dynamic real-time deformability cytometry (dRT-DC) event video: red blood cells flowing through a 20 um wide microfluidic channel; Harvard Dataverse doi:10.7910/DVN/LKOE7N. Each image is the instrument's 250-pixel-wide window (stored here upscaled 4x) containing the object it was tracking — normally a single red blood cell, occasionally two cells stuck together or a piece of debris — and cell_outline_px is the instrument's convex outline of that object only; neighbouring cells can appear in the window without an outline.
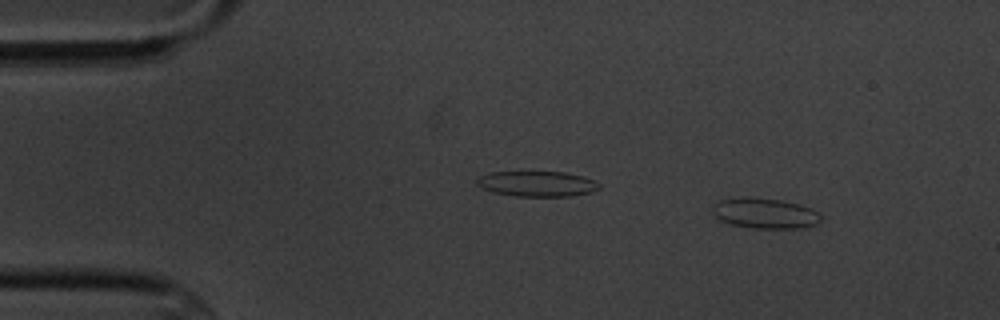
{"species": "common noctule bat (a hibernating species)", "species_latin": "Nyctalus noctula", "temperature_condition": "cold", "stored_images_in_passage": 4, "camera_frame_rate_fps": 3000, "um_per_image_px": 0.085, "animal": {"sex": "male", "body_mass_g": 20.1, "forearm_length_mm": 53.5}, "frame": {"image": 1, "passage_image": 1, "time_ms": 0.0, "image_size_px": [1000, 320], "cell_outline_px": [[820, 220], [816, 224], [804, 228], [752, 228], [732, 224], [720, 220], [712, 212], [712, 208], [720, 200], [748, 196], [784, 200], [800, 204], [812, 208], [820, 212]], "centroid_in_image_um": [65.06, 18.12], "position_along_channel_um": 19.9, "area_um2": 19.36}}
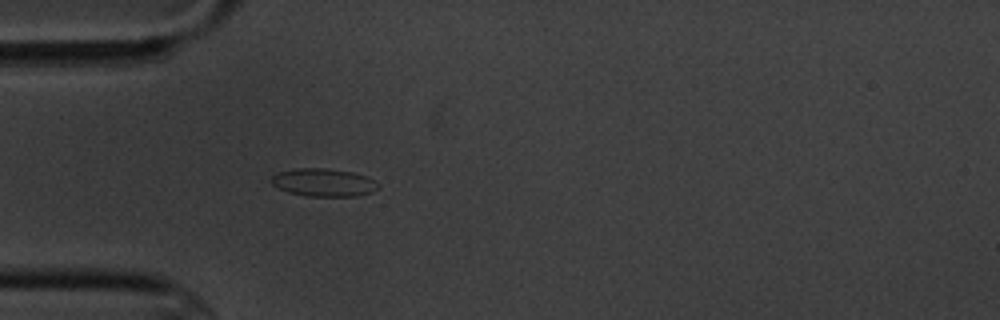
{"frame": {"image": 2, "passage_image": 4, "time_ms": 3.333, "image_size_px": [1000, 320], "cell_outline_px": [[380, 188], [372, 192], [356, 196], [308, 196], [288, 192], [272, 184], [272, 176], [280, 172], [296, 168], [324, 168], [352, 172], [368, 176], [380, 184]], "centroid_in_image_um": [27.57, 15.51], "position_along_channel_um": 57.4, "area_um2": 17.34}}